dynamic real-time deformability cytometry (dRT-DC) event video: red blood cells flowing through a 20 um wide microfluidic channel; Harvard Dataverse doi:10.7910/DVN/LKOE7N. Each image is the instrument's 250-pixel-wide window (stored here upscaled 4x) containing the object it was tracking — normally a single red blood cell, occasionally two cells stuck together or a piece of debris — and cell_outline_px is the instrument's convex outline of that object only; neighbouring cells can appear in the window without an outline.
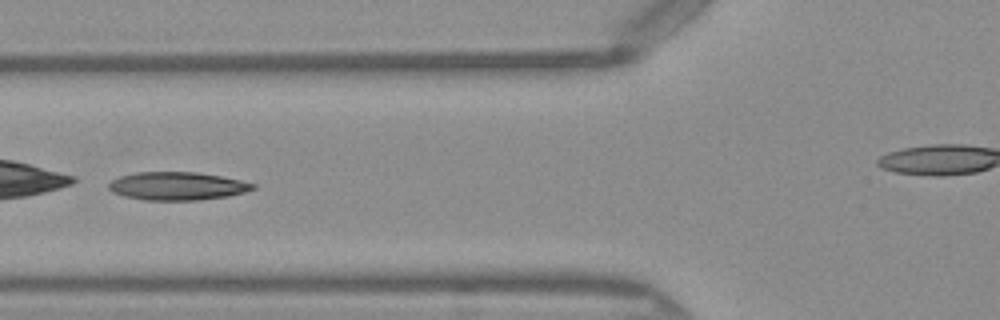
{"species": "Egyptian fruit bat (a non-hibernating species)", "species_latin": "Rousettus aegyptiacus", "temperature_condition": "warm", "stored_images_in_passage": 44, "camera_frame_rate_fps": 3000, "um_per_image_px": 0.085, "frame": {"image": 1, "passage_image": 19, "time_ms": 6.0, "image_size_px": [1000, 320], "cell_outline_px": [[256, 188], [244, 192], [228, 196], [200, 200], [144, 200], [124, 196], [112, 192], [108, 188], [108, 184], [112, 180], [120, 176], [136, 172], [196, 172], [220, 176], [240, 180], [256, 184]], "centroid_in_image_um": [15.05, 15.81], "position_along_channel_um": 110.7, "area_um2": 23.64}, "authors_computed_cell_mechanics": {"area_um2": 24.0737, "velocity_mm_per_s": 4.0748, "shape_relaxation_time_tau1_ms": 2.1589, "shape_relaxation_time_tau2_ms": 3.089, "deformation_change_tau1": 0.2492, "deformation_change_tau2": 0.0635}}